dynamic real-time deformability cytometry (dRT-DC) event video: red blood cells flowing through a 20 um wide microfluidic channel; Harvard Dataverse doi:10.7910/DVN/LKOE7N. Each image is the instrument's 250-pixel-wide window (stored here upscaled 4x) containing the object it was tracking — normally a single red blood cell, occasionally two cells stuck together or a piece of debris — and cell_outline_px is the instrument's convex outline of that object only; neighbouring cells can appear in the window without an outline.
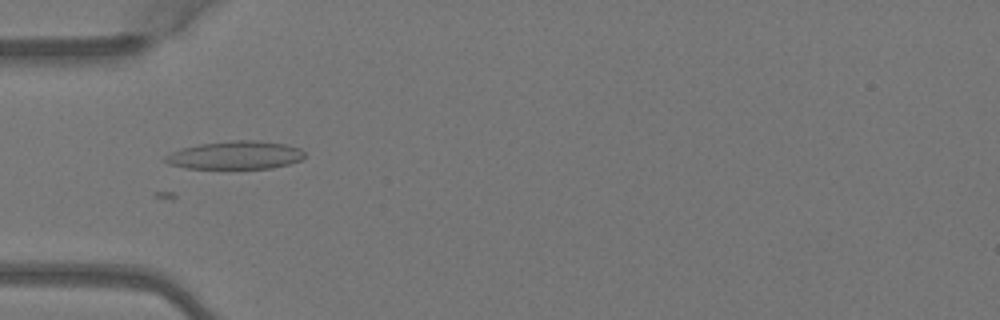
{"species": "Egyptian fruit bat (a non-hibernating species)", "species_latin": "Rousettus aegyptiacus", "temperature_condition": "warm", "stored_images_in_passage": 3, "camera_frame_rate_fps": 3000, "um_per_image_px": 0.085, "animal": {"sex": "female"}, "frame": {"image": 1, "passage_image": 3, "time_ms": 0.667, "image_size_px": [1000, 320], "cell_outline_px": [[304, 156], [300, 160], [288, 164], [272, 168], [184, 168], [168, 164], [164, 160], [164, 156], [180, 148], [200, 144], [232, 140], [260, 140], [284, 144], [300, 148], [304, 152]], "centroid_in_image_um": [19.98, 13.18], "position_along_channel_um": 65.0, "area_um2": 22.83}}